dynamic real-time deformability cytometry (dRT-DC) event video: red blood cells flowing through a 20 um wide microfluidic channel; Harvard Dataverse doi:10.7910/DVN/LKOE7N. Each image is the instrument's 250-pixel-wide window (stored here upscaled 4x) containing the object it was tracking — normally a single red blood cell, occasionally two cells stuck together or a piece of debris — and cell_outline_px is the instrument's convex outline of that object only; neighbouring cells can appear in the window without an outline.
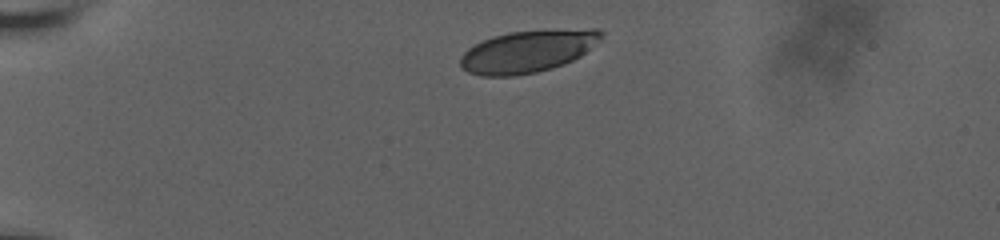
{"species": "human", "species_latin": "Homo sapiens", "temperature_condition": "room temperature", "stored_images_in_passage": 8, "camera_frame_rate_fps": 3000, "um_per_image_px": 0.085, "donor": {"sex": "male"}, "frame": {"image": 1, "passage_image": 1, "time_ms": 0.0, "image_size_px": [1000, 240], "cell_outline_px": [[604, 32], [580, 56], [564, 64], [552, 68], [536, 72], [512, 76], [480, 76], [468, 72], [460, 68], [460, 56], [468, 48], [492, 36], [508, 32], [592, 28], [600, 28]], "centroid_in_image_um": [44.79, 4.37], "position_along_channel_um": 40.2, "area_um2": 34.33}}
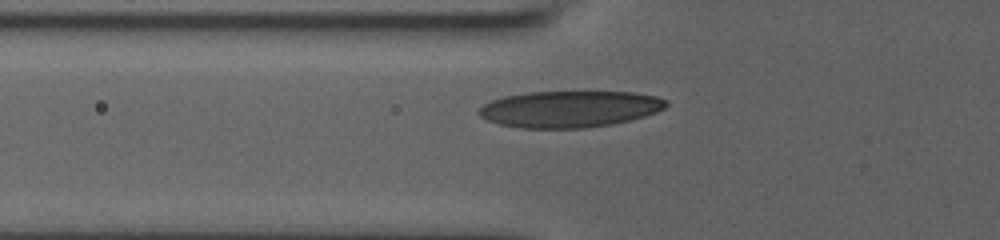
{"frame": {"image": 2, "passage_image": 6, "time_ms": 2.667, "image_size_px": [1000, 240], "cell_outline_px": [[668, 104], [664, 108], [656, 112], [644, 116], [612, 124], [584, 128], [520, 128], [500, 124], [488, 120], [480, 116], [476, 112], [484, 104], [492, 100], [504, 96], [528, 92], [632, 92], [656, 96], [668, 100]], "centroid_in_image_um": [48.41, 9.26], "position_along_channel_um": 77.4, "area_um2": 39.77}}
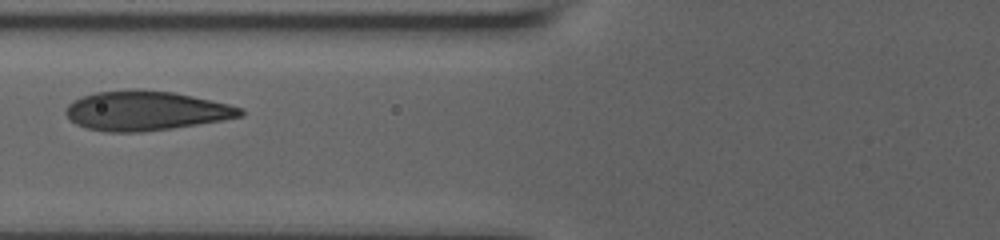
{"frame": {"image": 3, "passage_image": 7, "time_ms": 3.667, "image_size_px": [1000, 240], "cell_outline_px": [[244, 116], [224, 120], [172, 128], [140, 132], [108, 132], [88, 128], [76, 124], [64, 112], [68, 104], [72, 100], [96, 92], [132, 88], [136, 88], [172, 92], [192, 96], [228, 104], [244, 108]], "centroid_in_image_um": [12.4, 9.4], "position_along_channel_um": 113.4, "area_um2": 40.23}}